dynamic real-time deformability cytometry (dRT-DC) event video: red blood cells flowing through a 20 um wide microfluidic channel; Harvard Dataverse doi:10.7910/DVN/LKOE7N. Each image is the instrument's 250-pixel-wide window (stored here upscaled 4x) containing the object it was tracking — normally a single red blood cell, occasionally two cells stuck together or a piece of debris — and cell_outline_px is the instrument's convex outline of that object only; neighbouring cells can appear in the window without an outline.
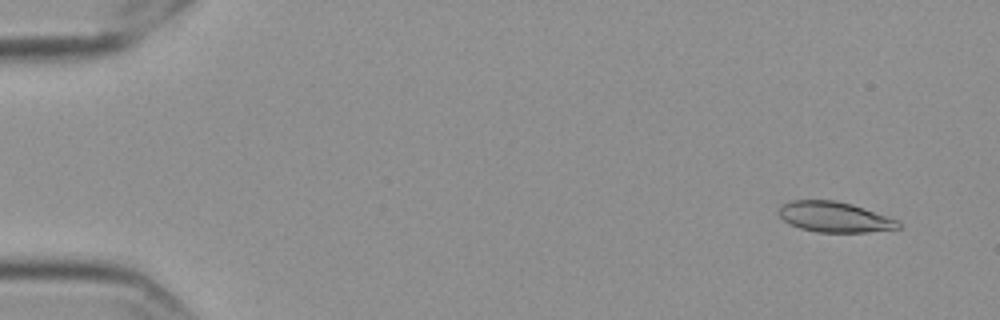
{"species": "Egyptian fruit bat (a non-hibernating species)", "species_latin": "Rousettus aegyptiacus", "temperature_condition": "cold", "stored_images_in_passage": 56, "camera_frame_rate_fps": 3000, "um_per_image_px": 0.085, "frame": {"image": 1, "passage_image": 4, "time_ms": 1.0, "image_size_px": [1000, 320], "cell_outline_px": [[900, 228], [868, 232], [816, 232], [800, 228], [788, 224], [776, 212], [780, 204], [792, 200], [836, 200], [852, 204], [864, 208], [896, 220], [900, 224]], "centroid_in_image_um": [70.85, 18.44], "position_along_channel_um": 14.2, "area_um2": 21.21}}
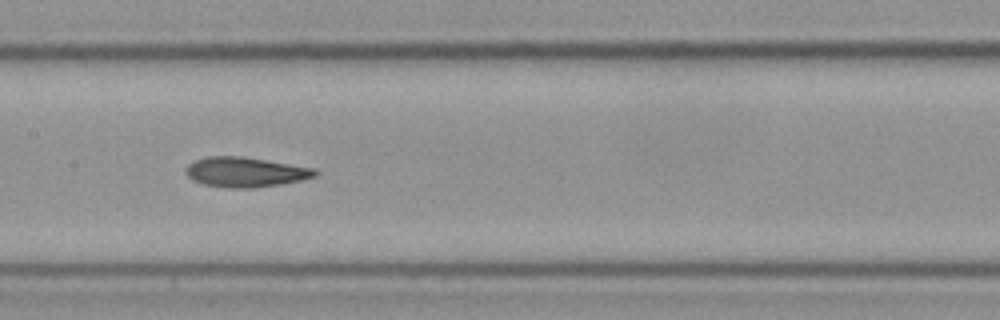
{"frame": {"image": 2, "passage_image": 29, "time_ms": 9.333, "image_size_px": [1000, 320], "cell_outline_px": [[320, 172], [316, 176], [304, 180], [280, 184], [252, 188], [228, 188], [204, 184], [192, 180], [184, 172], [184, 168], [188, 164], [196, 160], [208, 156], [240, 156], [316, 168]], "centroid_in_image_um": [20.87, 14.63], "position_along_channel_um": 186.5, "area_um2": 22.66}}
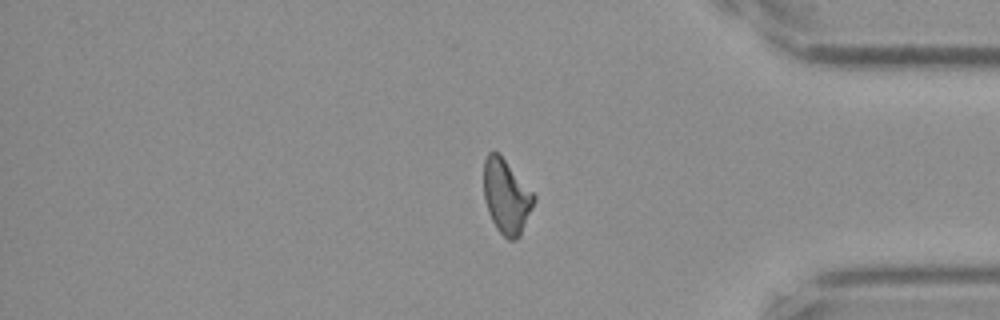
{"frame": {"image": 3, "passage_image": 48, "time_ms": 15.667, "image_size_px": [1000, 320], "cell_outline_px": [[536, 200], [520, 236], [516, 240], [508, 240], [496, 228], [488, 212], [484, 200], [484, 160], [488, 152], [492, 148], [500, 152], [536, 196]], "centroid_in_image_um": [43.04, 16.66], "position_along_channel_um": 392.2, "area_um2": 22.14}}